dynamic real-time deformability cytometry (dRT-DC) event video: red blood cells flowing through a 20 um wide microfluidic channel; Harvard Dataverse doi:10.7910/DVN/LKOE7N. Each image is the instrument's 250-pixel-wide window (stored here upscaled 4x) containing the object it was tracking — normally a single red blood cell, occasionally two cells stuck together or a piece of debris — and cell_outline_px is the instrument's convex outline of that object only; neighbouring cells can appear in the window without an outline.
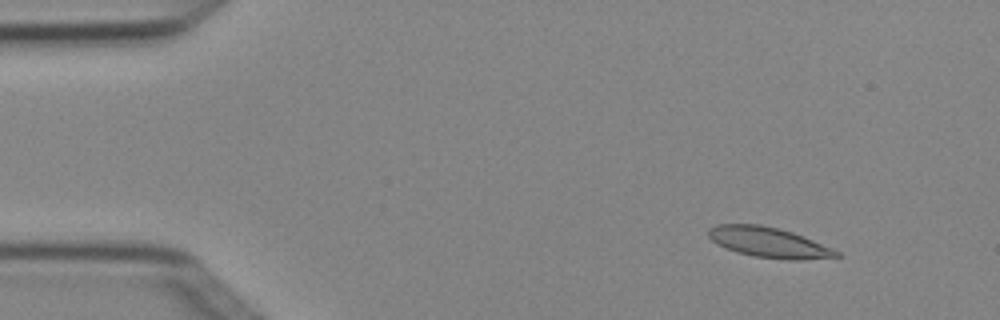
{"species": "Egyptian fruit bat (a non-hibernating species)", "species_latin": "Rousettus aegyptiacus", "temperature_condition": "cold", "stored_images_in_passage": 5, "camera_frame_rate_fps": 3000, "um_per_image_px": 0.085, "animal": {"sex": "female"}, "frame": {"image": 1, "passage_image": 2, "time_ms": 0.333, "image_size_px": [1000, 320], "cell_outline_px": [[840, 256], [800, 260], [788, 260], [756, 256], [736, 252], [724, 248], [716, 244], [708, 236], [708, 228], [716, 224], [760, 224], [780, 228], [804, 236], [832, 248], [840, 252]], "centroid_in_image_um": [65.31, 20.59], "position_along_channel_um": 19.7, "area_um2": 22.66}}
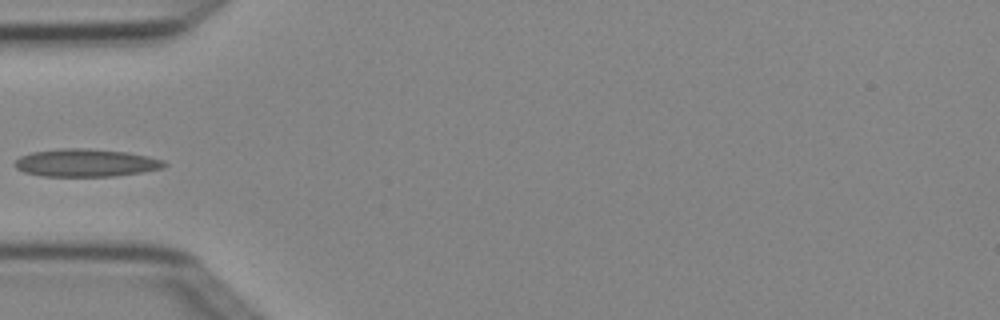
{"frame": {"image": 2, "passage_image": 5, "time_ms": 1.333, "image_size_px": [1000, 320], "cell_outline_px": [[168, 164], [164, 168], [140, 172], [112, 176], [44, 176], [24, 172], [16, 168], [12, 164], [20, 156], [32, 152], [60, 148], [88, 148], [128, 152], [148, 156], [164, 160]], "centroid_in_image_um": [7.3, 13.83], "position_along_channel_um": 77.7, "area_um2": 24.28}}